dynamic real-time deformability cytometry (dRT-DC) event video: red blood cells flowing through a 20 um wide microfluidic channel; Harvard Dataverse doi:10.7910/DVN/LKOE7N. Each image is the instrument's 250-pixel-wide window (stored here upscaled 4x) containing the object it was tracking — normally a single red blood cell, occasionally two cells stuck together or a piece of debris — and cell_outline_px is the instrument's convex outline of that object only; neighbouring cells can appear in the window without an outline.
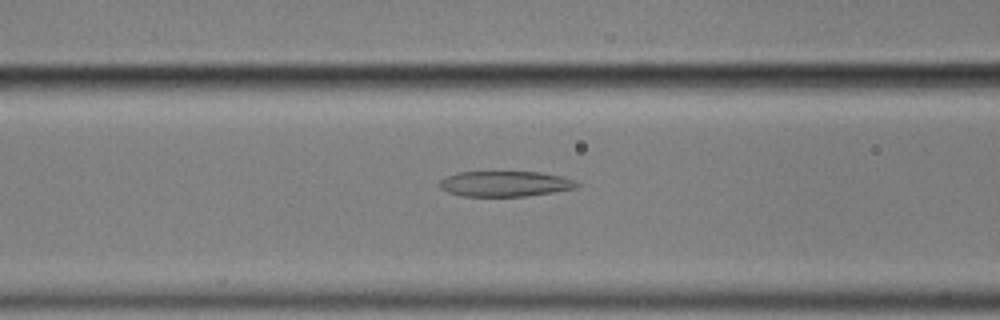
{"species": "common noctule bat (a hibernating species)", "species_latin": "Nyctalus noctula", "temperature_condition": "cold", "stored_images_in_passage": 39, "camera_frame_rate_fps": 3000, "um_per_image_px": 0.085, "animal": {"sex": "male", "body_mass_g": 17.9}, "frame": {"image": 1, "passage_image": 5, "time_ms": 1.333, "image_size_px": [1000, 320], "cell_outline_px": [[580, 184], [576, 188], [552, 192], [524, 196], [460, 196], [448, 192], [440, 188], [440, 180], [456, 172], [540, 172], [560, 176], [576, 180]], "centroid_in_image_um": [42.93, 15.62], "position_along_channel_um": 123.7, "area_um2": 20.29}}
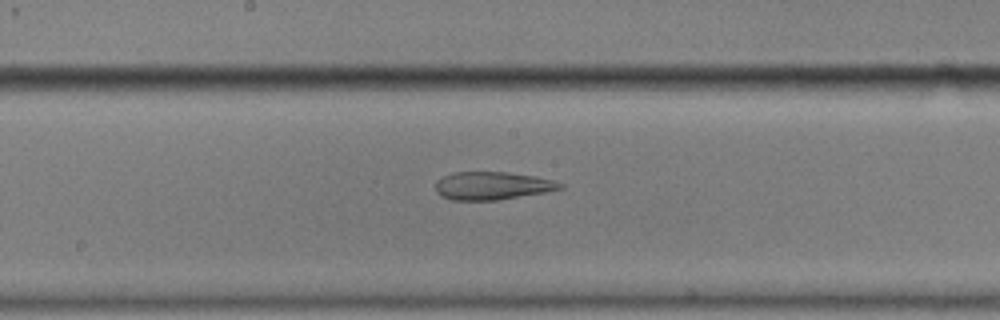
{"frame": {"image": 2, "passage_image": 12, "time_ms": 3.667, "image_size_px": [1000, 320], "cell_outline_px": [[564, 188], [544, 192], [496, 200], [452, 200], [440, 196], [436, 192], [436, 180], [452, 172], [508, 172], [536, 176], [552, 180], [564, 184]], "centroid_in_image_um": [41.82, 15.78], "position_along_channel_um": 206.4, "area_um2": 20.29}}
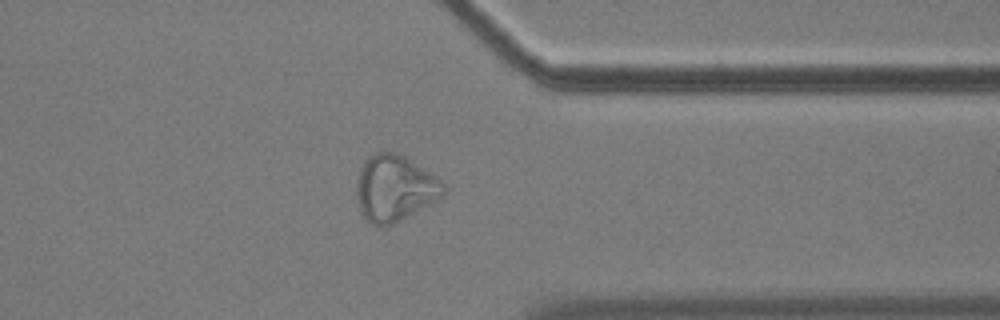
{"frame": {"image": 3, "passage_image": 27, "time_ms": 8.667, "image_size_px": [1000, 320], "cell_outline_px": [[444, 192], [440, 196], [400, 220], [392, 224], [372, 224], [364, 216], [360, 208], [356, 192], [356, 184], [360, 172], [368, 156], [376, 152], [392, 152], [404, 156], [440, 180], [444, 184]], "centroid_in_image_um": [33.5, 15.97], "position_along_channel_um": 377.9, "area_um2": 32.14}}